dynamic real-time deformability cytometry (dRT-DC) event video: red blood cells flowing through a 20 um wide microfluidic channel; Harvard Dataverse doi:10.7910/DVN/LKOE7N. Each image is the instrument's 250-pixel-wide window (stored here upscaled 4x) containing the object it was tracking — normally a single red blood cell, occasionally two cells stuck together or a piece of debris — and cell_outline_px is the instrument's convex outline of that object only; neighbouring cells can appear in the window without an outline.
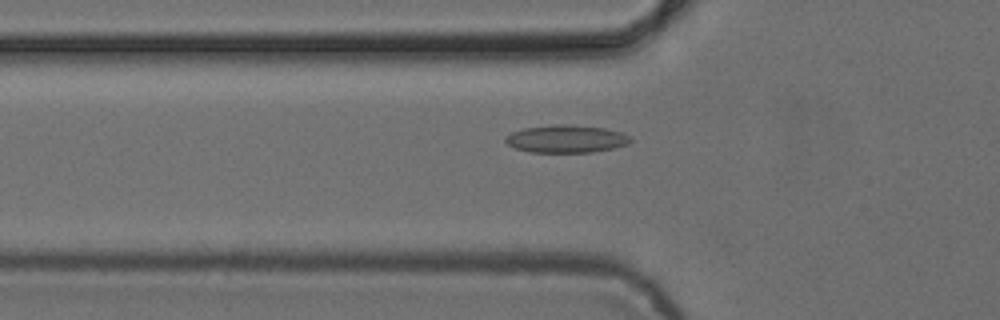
{"species": "common noctule bat (a hibernating species)", "species_latin": "Nyctalus noctula", "temperature_condition": "cold", "stored_images_in_passage": 53, "camera_frame_rate_fps": 3000, "um_per_image_px": 0.085, "animal": {"sex": "female", "body_mass_g": 24.6, "forearm_length_mm": 56.2}, "frame": {"image": 1, "passage_image": 18, "time_ms": 5.667, "image_size_px": [1000, 320], "cell_outline_px": [[632, 140], [628, 144], [612, 148], [592, 152], [532, 152], [516, 148], [508, 144], [504, 140], [504, 136], [512, 132], [524, 128], [552, 124], [564, 124], [604, 128], [620, 132], [632, 136]], "centroid_in_image_um": [48.12, 11.8], "position_along_channel_um": 77.7, "area_um2": 20.11}}
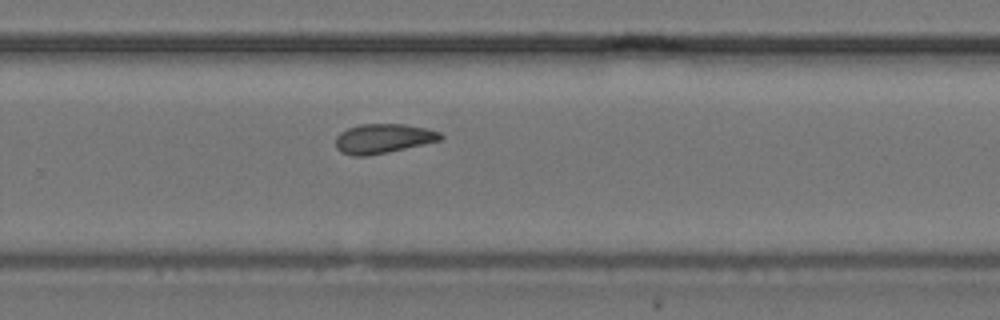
{"frame": {"image": 2, "passage_image": 35, "time_ms": 11.333, "image_size_px": [1000, 320], "cell_outline_px": [[444, 140], [388, 152], [368, 156], [352, 156], [340, 152], [336, 148], [336, 136], [340, 132], [348, 128], [360, 124], [404, 124], [424, 128], [440, 132], [444, 136]], "centroid_in_image_um": [32.57, 11.79], "position_along_channel_um": 297.2, "area_um2": 18.21}}
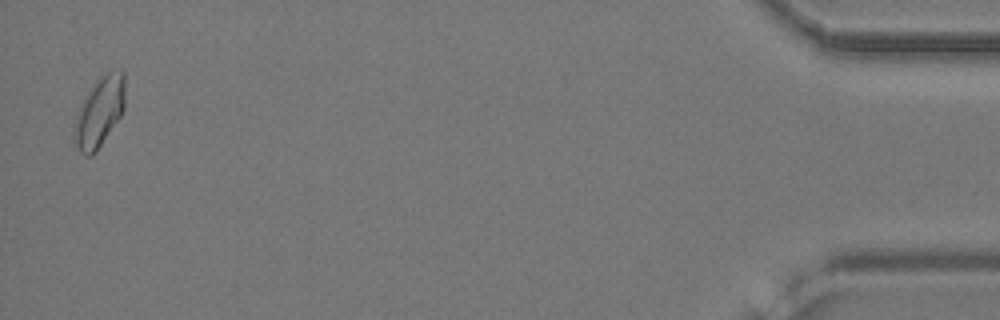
{"frame": {"image": 3, "passage_image": 52, "time_ms": 17.0, "image_size_px": [1000, 320], "cell_outline_px": [[124, 108], [120, 116], [96, 152], [92, 156], [84, 156], [80, 152], [72, 140], [72, 124], [80, 104], [92, 88], [108, 72], [124, 68]], "centroid_in_image_um": [8.41, 9.59], "position_along_channel_um": 426.8, "area_um2": 20.58}, "authors_computed_cell_mechanics": {"area_um2": 18.2648, "velocity_mm_per_s": 3.8621, "shape_relaxation_time_tau1_ms": null, "shape_relaxation_time_tau2_ms": 9.7214, "deformation_change_tau1": null, "deformation_change_tau2": 0.1791}}